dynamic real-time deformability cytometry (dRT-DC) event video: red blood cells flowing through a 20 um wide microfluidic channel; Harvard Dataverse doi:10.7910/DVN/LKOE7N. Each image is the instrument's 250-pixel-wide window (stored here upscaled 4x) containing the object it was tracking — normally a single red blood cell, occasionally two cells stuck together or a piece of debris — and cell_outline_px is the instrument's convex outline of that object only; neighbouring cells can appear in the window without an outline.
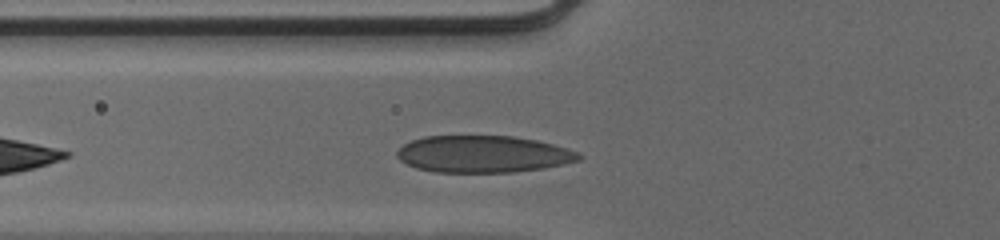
{"species": "human", "species_latin": "Homo sapiens", "temperature_condition": "cold", "stored_images_in_passage": 28, "camera_frame_rate_fps": 3000, "um_per_image_px": 0.085, "donor": {"sex": "male"}, "frame": {"image": 1, "passage_image": 3, "time_ms": 0.667, "image_size_px": [1000, 240], "cell_outline_px": [[580, 160], [544, 168], [512, 172], [436, 172], [416, 168], [400, 160], [396, 156], [396, 152], [404, 144], [412, 140], [424, 136], [512, 136], [536, 140], [552, 144], [576, 152], [580, 156]], "centroid_in_image_um": [41.02, 13.1], "position_along_channel_um": 84.8, "area_um2": 38.84}}
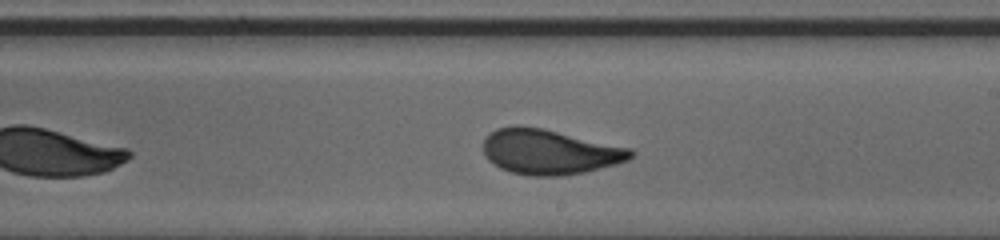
{"frame": {"image": 2, "passage_image": 15, "time_ms": 4.667, "image_size_px": [1000, 240], "cell_outline_px": [[636, 152], [628, 160], [616, 164], [584, 172], [560, 176], [528, 176], [512, 172], [500, 168], [492, 164], [488, 160], [484, 152], [484, 136], [488, 132], [496, 128], [516, 124], [544, 128], [632, 148]], "centroid_in_image_um": [46.68, 12.89], "position_along_channel_um": 242.3, "area_um2": 39.25}}
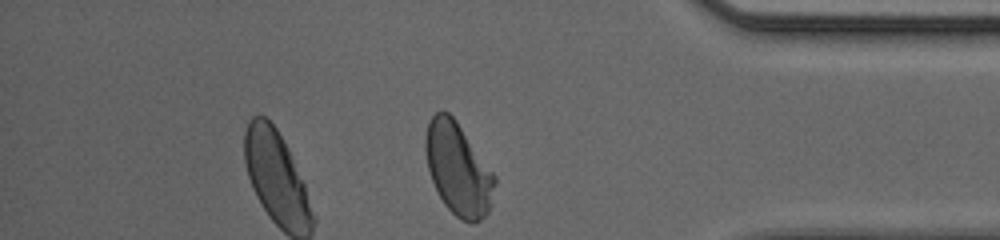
{"frame": {"image": 3, "passage_image": 28, "time_ms": 9.0, "image_size_px": [1000, 240], "cell_outline_px": [[496, 184], [492, 204], [488, 212], [480, 220], [472, 224], [456, 216], [444, 204], [432, 180], [428, 168], [424, 152], [424, 136], [428, 120], [440, 108], [448, 112], [456, 120], [496, 176]], "centroid_in_image_um": [38.93, 14.34], "position_along_channel_um": 396.3, "area_um2": 37.45}, "authors_computed_cell_mechanics": {"area_um2": 38.1769, "velocity_mm_per_s": 3.9478, "shape_relaxation_time_tau1_ms": 3.8658, "shape_relaxation_time_tau2_ms": null, "deformation_change_tau1": 0.1527, "deformation_change_tau2": null}}